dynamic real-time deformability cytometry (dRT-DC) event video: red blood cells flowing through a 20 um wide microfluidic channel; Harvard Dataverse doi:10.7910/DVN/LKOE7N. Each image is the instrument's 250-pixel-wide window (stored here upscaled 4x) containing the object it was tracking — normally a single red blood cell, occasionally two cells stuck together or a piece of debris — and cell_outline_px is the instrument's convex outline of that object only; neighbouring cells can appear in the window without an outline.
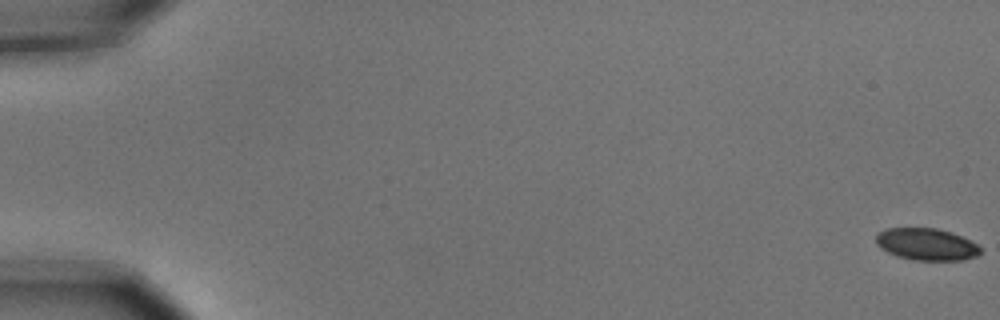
{"species": "common noctule bat (a hibernating species)", "species_latin": "Nyctalus noctula", "temperature_condition": "cold", "stored_images_in_passage": 7, "camera_frame_rate_fps": 3000, "um_per_image_px": 0.085, "animal": {"sex": "male", "body_mass_g": 15.6}, "frame": {"image": 1, "passage_image": 1, "time_ms": 0.0, "image_size_px": [1000, 320], "cell_outline_px": [[980, 256], [964, 260], [916, 260], [896, 256], [880, 248], [876, 244], [876, 236], [884, 228], [936, 228], [952, 232], [976, 244], [980, 248]], "centroid_in_image_um": [78.75, 20.77], "position_along_channel_um": 6.3, "area_um2": 19.48}}
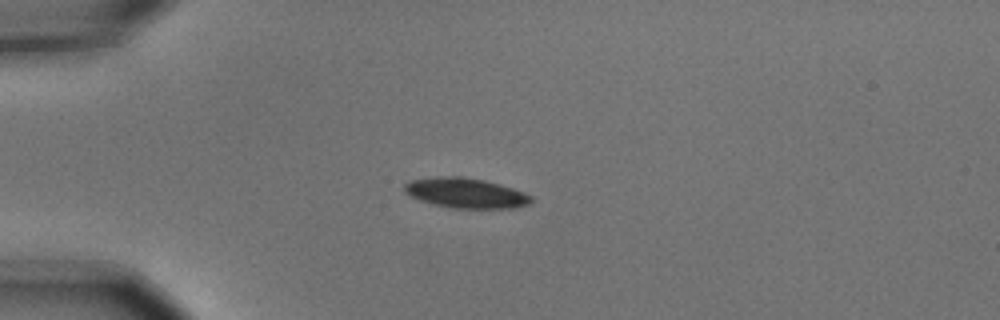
{"frame": {"image": 2, "passage_image": 5, "time_ms": 1.333, "image_size_px": [1000, 320], "cell_outline_px": [[532, 200], [528, 204], [512, 208], [452, 208], [420, 200], [404, 192], [404, 184], [408, 180], [436, 176], [460, 176], [484, 180], [500, 184], [524, 192], [532, 196]], "centroid_in_image_um": [39.57, 16.39], "position_along_channel_um": 45.4, "area_um2": 22.14}}
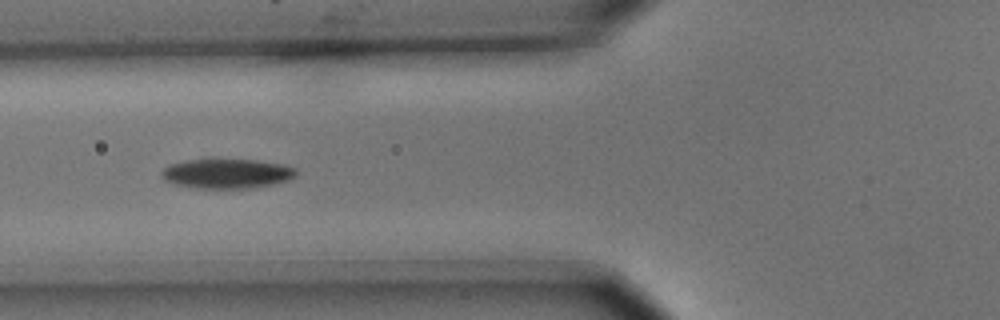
{"frame": {"image": 3, "passage_image": 7, "time_ms": 2.0, "image_size_px": [1000, 320], "cell_outline_px": [[296, 176], [288, 180], [256, 188], [196, 188], [172, 184], [164, 180], [160, 176], [160, 172], [168, 164], [184, 160], [208, 156], [212, 156], [256, 160], [280, 164], [296, 168]], "centroid_in_image_um": [19.19, 14.71], "position_along_channel_um": 106.6, "area_um2": 24.39}}